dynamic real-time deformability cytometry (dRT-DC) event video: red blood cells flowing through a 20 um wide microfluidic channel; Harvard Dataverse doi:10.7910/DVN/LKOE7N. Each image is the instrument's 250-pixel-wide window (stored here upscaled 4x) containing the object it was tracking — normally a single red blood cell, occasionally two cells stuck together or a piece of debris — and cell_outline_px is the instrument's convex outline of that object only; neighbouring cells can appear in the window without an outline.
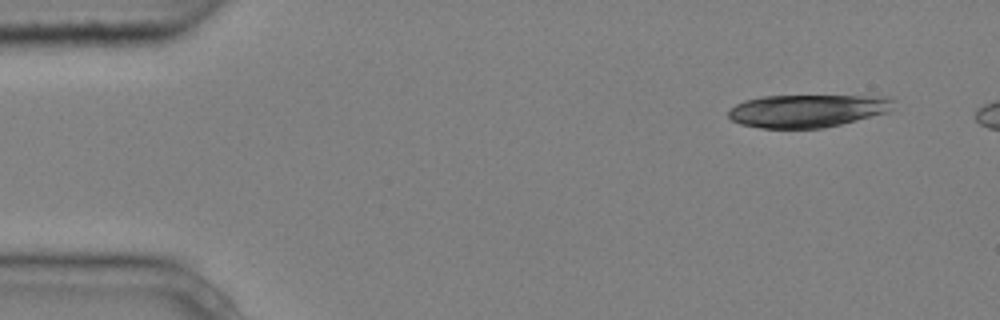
{"species": "common noctule bat (a hibernating species)", "species_latin": "Nyctalus noctula", "temperature_condition": "cold", "stored_images_in_passage": 5, "camera_frame_rate_fps": 3000, "um_per_image_px": 0.085, "animal": {"sex": "male", "body_mass_g": 20.4}, "frame": {"image": 1, "passage_image": 1, "time_ms": 0.0, "image_size_px": [1000, 320], "cell_outline_px": [[896, 100], [892, 108], [888, 112], [824, 128], [760, 128], [740, 124], [732, 120], [728, 116], [728, 112], [736, 104], [744, 100], [760, 96], [892, 96]], "centroid_in_image_um": [68.64, 9.41], "position_along_channel_um": 16.4, "area_um2": 31.67}}